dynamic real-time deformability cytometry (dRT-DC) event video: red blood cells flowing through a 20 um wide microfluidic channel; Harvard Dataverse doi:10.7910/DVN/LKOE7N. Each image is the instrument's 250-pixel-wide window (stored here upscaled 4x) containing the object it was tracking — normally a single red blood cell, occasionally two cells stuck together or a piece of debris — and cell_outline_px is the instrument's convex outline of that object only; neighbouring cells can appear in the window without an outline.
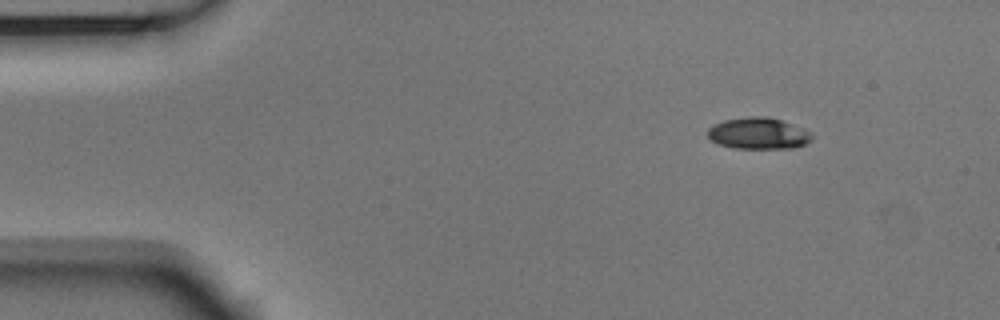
{"species": "Egyptian fruit bat (a non-hibernating species)", "species_latin": "Rousettus aegyptiacus", "temperature_condition": "room temperature", "stored_images_in_passage": 48, "camera_frame_rate_fps": 3000, "um_per_image_px": 0.085, "animal": {"sex": "male"}, "frame": {"image": 1, "passage_image": 1, "time_ms": 0.0, "image_size_px": [1000, 320], "cell_outline_px": [[812, 140], [796, 148], [732, 148], [716, 144], [708, 136], [708, 128], [724, 120], [748, 116], [768, 116], [804, 128], [812, 136]], "centroid_in_image_um": [64.45, 11.34], "position_along_channel_um": 20.5, "area_um2": 19.13}}
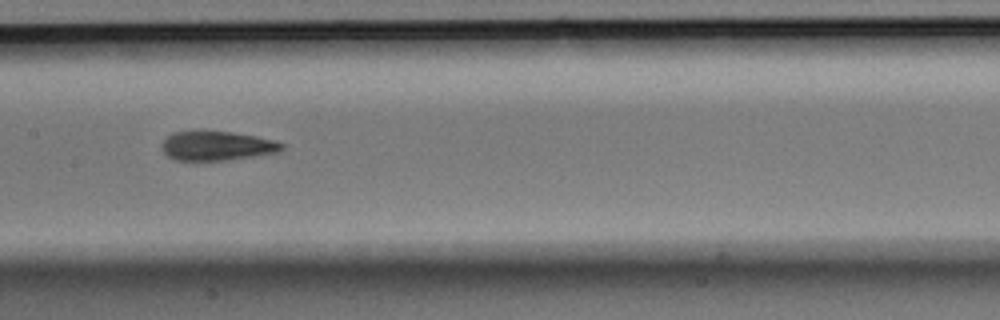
{"frame": {"image": 2, "passage_image": 21, "time_ms": 6.667, "image_size_px": [1000, 320], "cell_outline_px": [[284, 148], [280, 152], [256, 156], [228, 160], [196, 164], [172, 160], [160, 148], [160, 144], [172, 132], [232, 132], [256, 136], [276, 140], [284, 144]], "centroid_in_image_um": [18.4, 12.46], "position_along_channel_um": 189.0, "area_um2": 21.33}}
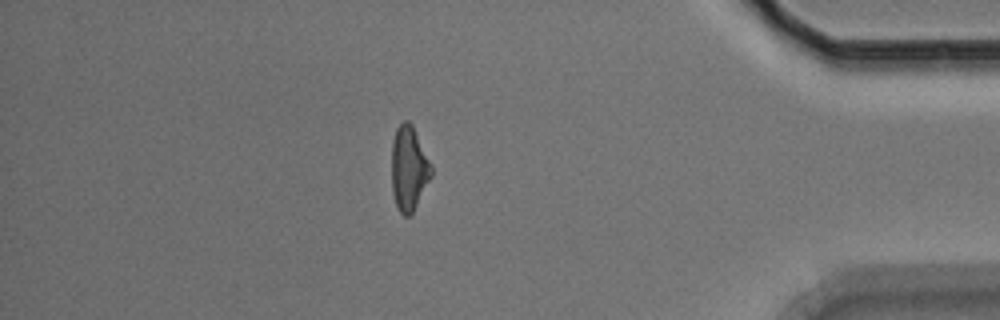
{"frame": {"image": 3, "passage_image": 41, "time_ms": 13.333, "image_size_px": [1000, 320], "cell_outline_px": [[432, 176], [412, 212], [408, 216], [404, 216], [400, 212], [396, 204], [392, 192], [392, 140], [396, 128], [404, 120], [408, 120], [412, 124], [432, 164]], "centroid_in_image_um": [34.76, 14.28], "position_along_channel_um": 400.4, "area_um2": 19.54}, "authors_computed_cell_mechanics": {"area_um2": 20.4323, "velocity_mm_per_s": 3.7402, "shape_relaxation_time_tau1_ms": 5.8907, "shape_relaxation_time_tau2_ms": 2.6619, "deformation_change_tau1": 0.1652, "deformation_change_tau2": 0.1089}}